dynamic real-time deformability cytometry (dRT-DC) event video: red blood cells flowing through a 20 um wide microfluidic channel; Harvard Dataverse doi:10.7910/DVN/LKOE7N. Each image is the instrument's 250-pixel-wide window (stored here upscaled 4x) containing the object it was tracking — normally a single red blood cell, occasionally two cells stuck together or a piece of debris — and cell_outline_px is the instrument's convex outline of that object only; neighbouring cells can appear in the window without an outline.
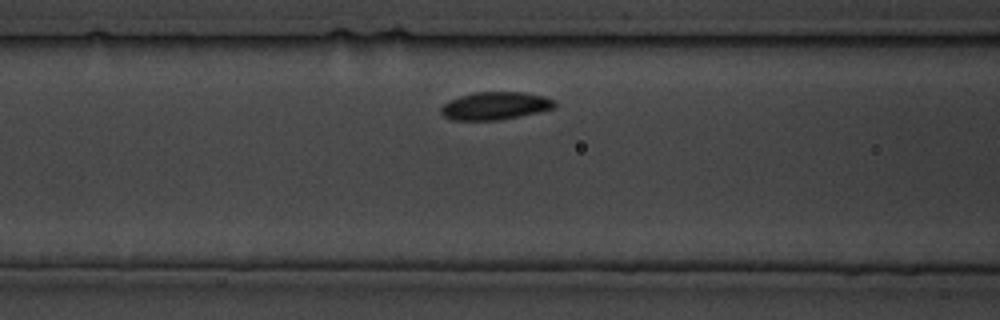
{"species": "common noctule bat (a hibernating species)", "species_latin": "Nyctalus noctula", "temperature_condition": "cold", "stored_images_in_passage": 19, "camera_frame_rate_fps": 3000, "um_per_image_px": 0.085, "animal": {"sex": "male", "body_mass_g": 19.5, "forearm_length_mm": 54.6}, "frame": {"image": 1, "passage_image": 6, "time_ms": 5.667, "image_size_px": [1000, 320], "cell_outline_px": [[556, 104], [552, 108], [536, 112], [500, 120], [452, 120], [444, 116], [440, 112], [440, 108], [448, 100], [460, 96], [476, 92], [524, 92], [544, 96], [552, 100]], "centroid_in_image_um": [42.03, 8.99], "position_along_channel_um": 124.6, "area_um2": 18.21}}
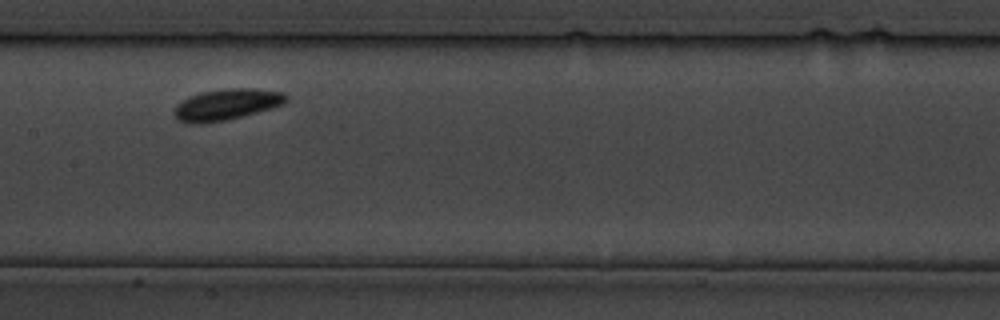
{"frame": {"image": 2, "passage_image": 9, "time_ms": 10.0, "image_size_px": [1000, 320], "cell_outline_px": [[288, 100], [280, 104], [256, 112], [224, 120], [196, 124], [192, 124], [176, 120], [172, 112], [176, 104], [192, 96], [204, 92], [228, 88], [252, 88], [284, 92], [288, 96]], "centroid_in_image_um": [19.21, 8.88], "position_along_channel_um": 188.2, "area_um2": 19.94}}
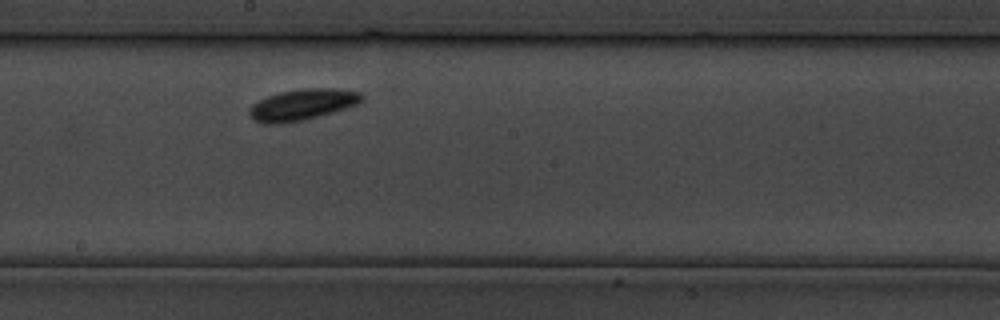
{"frame": {"image": 3, "passage_image": 11, "time_ms": 12.333, "image_size_px": [1000, 320], "cell_outline_px": [[364, 100], [356, 104], [332, 112], [304, 120], [280, 124], [260, 124], [252, 120], [248, 116], [248, 108], [252, 104], [268, 96], [280, 92], [300, 88], [336, 88], [360, 92], [364, 96]], "centroid_in_image_um": [25.64, 8.9], "position_along_channel_um": 222.6, "area_um2": 20.63}}